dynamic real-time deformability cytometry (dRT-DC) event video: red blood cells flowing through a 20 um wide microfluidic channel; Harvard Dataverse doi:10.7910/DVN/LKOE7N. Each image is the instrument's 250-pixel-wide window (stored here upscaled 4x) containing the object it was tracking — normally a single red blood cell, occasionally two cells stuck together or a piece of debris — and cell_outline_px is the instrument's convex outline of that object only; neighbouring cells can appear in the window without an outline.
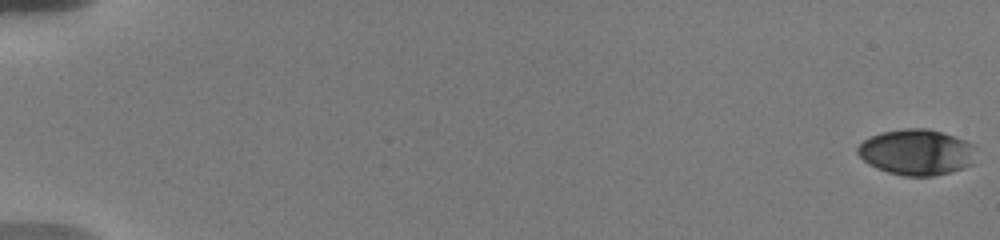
{"species": "human", "species_latin": "Homo sapiens", "temperature_condition": "warm", "stored_images_in_passage": 53, "camera_frame_rate_fps": 3000, "um_per_image_px": 0.085, "donor": {"sex": "male"}, "frame": {"image": 1, "passage_image": 1, "time_ms": 0.0, "image_size_px": [1000, 240], "cell_outline_px": [[976, 144], [972, 164], [964, 168], [952, 172], [936, 176], [904, 176], [888, 172], [876, 168], [868, 164], [856, 152], [856, 148], [864, 140], [880, 132], [904, 128], [928, 128], [944, 132]], "centroid_in_image_um": [77.93, 12.93], "position_along_channel_um": 7.1, "area_um2": 32.02}}
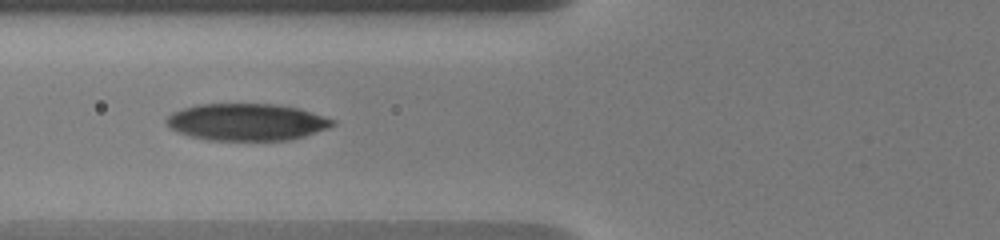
{"frame": {"image": 2, "passage_image": 24, "time_ms": 8.0, "image_size_px": [1000, 240], "cell_outline_px": [[336, 124], [328, 128], [304, 136], [288, 140], [208, 140], [188, 136], [168, 128], [164, 120], [172, 112], [196, 104], [280, 104], [300, 108], [336, 120]], "centroid_in_image_um": [20.96, 10.37], "position_along_channel_um": 104.8, "area_um2": 36.13}}
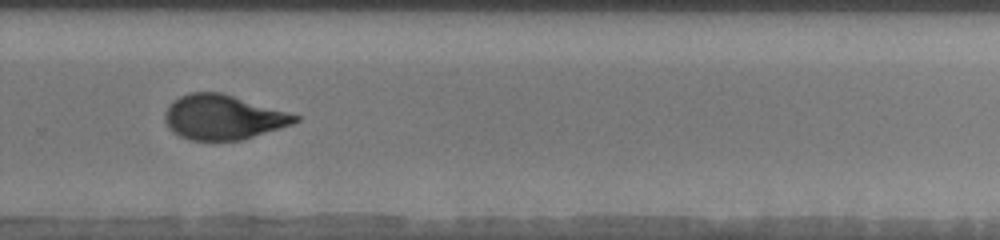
{"frame": {"image": 3, "passage_image": 39, "time_ms": 13.667, "image_size_px": [1000, 240], "cell_outline_px": [[300, 120], [292, 124], [240, 140], [188, 140], [172, 132], [168, 128], [164, 120], [164, 112], [180, 96], [188, 92], [220, 92], [300, 116]], "centroid_in_image_um": [18.92, 9.97], "position_along_channel_um": 310.9, "area_um2": 33.47}, "authors_computed_cell_mechanics": {"area_um2": 34.0442, "velocity_mm_per_s": 3.641, "shape_relaxation_time_tau1_ms": 6.9626, "shape_relaxation_time_tau2_ms": 1.7716, "deformation_change_tau1": 0.214, "deformation_change_tau2": 0.0809}}